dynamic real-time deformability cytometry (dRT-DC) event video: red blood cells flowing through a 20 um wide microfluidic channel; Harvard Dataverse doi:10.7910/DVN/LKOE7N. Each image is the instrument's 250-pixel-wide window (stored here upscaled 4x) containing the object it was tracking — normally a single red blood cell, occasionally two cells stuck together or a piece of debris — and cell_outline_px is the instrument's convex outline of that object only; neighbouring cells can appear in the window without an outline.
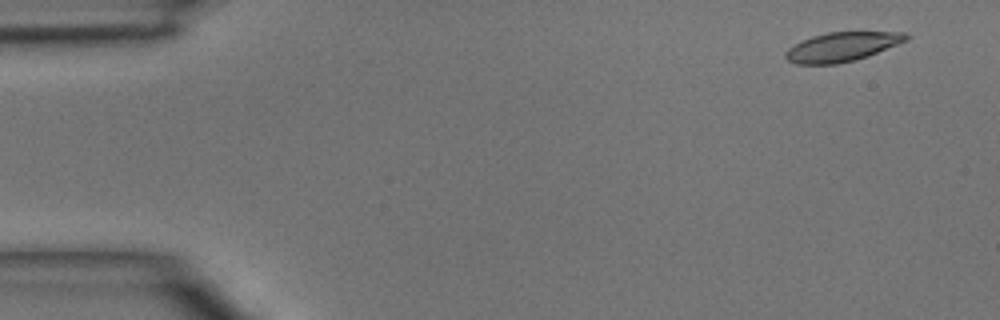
{"species": "common noctule bat (a hibernating species)", "species_latin": "Nyctalus noctula", "temperature_condition": "room temperature", "stored_images_in_passage": 3, "camera_frame_rate_fps": 3000, "um_per_image_px": 0.085, "animal": {"sex": "male", "body_mass_g": 15.6}, "frame": {"image": 1, "passage_image": 1, "time_ms": 0.0, "image_size_px": [1000, 320], "cell_outline_px": [[912, 36], [908, 40], [868, 56], [856, 60], [836, 64], [796, 64], [788, 60], [784, 56], [784, 52], [788, 48], [812, 36], [828, 32], [904, 32]], "centroid_in_image_um": [71.59, 3.98], "position_along_channel_um": 13.4, "area_um2": 20.52}}